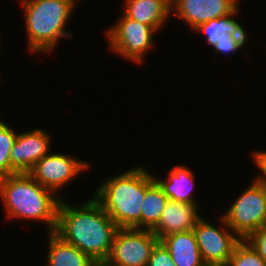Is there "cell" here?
Masks as SVG:
<instances>
[{"instance_id": "10", "label": "cell", "mask_w": 266, "mask_h": 266, "mask_svg": "<svg viewBox=\"0 0 266 266\" xmlns=\"http://www.w3.org/2000/svg\"><path fill=\"white\" fill-rule=\"evenodd\" d=\"M42 128L18 132L10 150L11 175L29 173L33 166L50 153L53 141L51 135Z\"/></svg>"}, {"instance_id": "21", "label": "cell", "mask_w": 266, "mask_h": 266, "mask_svg": "<svg viewBox=\"0 0 266 266\" xmlns=\"http://www.w3.org/2000/svg\"><path fill=\"white\" fill-rule=\"evenodd\" d=\"M248 38H238L226 32L217 36L216 44L212 47L217 54L232 55L243 50L248 43Z\"/></svg>"}, {"instance_id": "1", "label": "cell", "mask_w": 266, "mask_h": 266, "mask_svg": "<svg viewBox=\"0 0 266 266\" xmlns=\"http://www.w3.org/2000/svg\"><path fill=\"white\" fill-rule=\"evenodd\" d=\"M61 198L55 233L101 266L108 258L117 225L94 198L68 204Z\"/></svg>"}, {"instance_id": "16", "label": "cell", "mask_w": 266, "mask_h": 266, "mask_svg": "<svg viewBox=\"0 0 266 266\" xmlns=\"http://www.w3.org/2000/svg\"><path fill=\"white\" fill-rule=\"evenodd\" d=\"M46 266H99L77 247L64 241L55 232H47Z\"/></svg>"}, {"instance_id": "22", "label": "cell", "mask_w": 266, "mask_h": 266, "mask_svg": "<svg viewBox=\"0 0 266 266\" xmlns=\"http://www.w3.org/2000/svg\"><path fill=\"white\" fill-rule=\"evenodd\" d=\"M147 266H176L171 254L159 241L151 252Z\"/></svg>"}, {"instance_id": "7", "label": "cell", "mask_w": 266, "mask_h": 266, "mask_svg": "<svg viewBox=\"0 0 266 266\" xmlns=\"http://www.w3.org/2000/svg\"><path fill=\"white\" fill-rule=\"evenodd\" d=\"M158 242L151 230L118 228L110 254L101 266H147Z\"/></svg>"}, {"instance_id": "3", "label": "cell", "mask_w": 266, "mask_h": 266, "mask_svg": "<svg viewBox=\"0 0 266 266\" xmlns=\"http://www.w3.org/2000/svg\"><path fill=\"white\" fill-rule=\"evenodd\" d=\"M0 199L7 218L45 224L54 232L61 198L42 187L28 173H16L0 178Z\"/></svg>"}, {"instance_id": "4", "label": "cell", "mask_w": 266, "mask_h": 266, "mask_svg": "<svg viewBox=\"0 0 266 266\" xmlns=\"http://www.w3.org/2000/svg\"><path fill=\"white\" fill-rule=\"evenodd\" d=\"M76 0H21L27 48L29 54L52 53L60 38L72 39L73 34L66 30L74 14Z\"/></svg>"}, {"instance_id": "12", "label": "cell", "mask_w": 266, "mask_h": 266, "mask_svg": "<svg viewBox=\"0 0 266 266\" xmlns=\"http://www.w3.org/2000/svg\"><path fill=\"white\" fill-rule=\"evenodd\" d=\"M198 207L199 204H185L169 199L158 224L151 231L160 241L170 234L193 230L202 217Z\"/></svg>"}, {"instance_id": "19", "label": "cell", "mask_w": 266, "mask_h": 266, "mask_svg": "<svg viewBox=\"0 0 266 266\" xmlns=\"http://www.w3.org/2000/svg\"><path fill=\"white\" fill-rule=\"evenodd\" d=\"M17 133L14 128L0 119V178L11 175L10 150Z\"/></svg>"}, {"instance_id": "24", "label": "cell", "mask_w": 266, "mask_h": 266, "mask_svg": "<svg viewBox=\"0 0 266 266\" xmlns=\"http://www.w3.org/2000/svg\"><path fill=\"white\" fill-rule=\"evenodd\" d=\"M251 153H253L251 155L253 163L260 171V174H258L257 177L266 185V150H257L256 152Z\"/></svg>"}, {"instance_id": "23", "label": "cell", "mask_w": 266, "mask_h": 266, "mask_svg": "<svg viewBox=\"0 0 266 266\" xmlns=\"http://www.w3.org/2000/svg\"><path fill=\"white\" fill-rule=\"evenodd\" d=\"M246 240L257 251L258 255L266 262V226L252 232Z\"/></svg>"}, {"instance_id": "9", "label": "cell", "mask_w": 266, "mask_h": 266, "mask_svg": "<svg viewBox=\"0 0 266 266\" xmlns=\"http://www.w3.org/2000/svg\"><path fill=\"white\" fill-rule=\"evenodd\" d=\"M219 221L221 227L201 217L193 229L204 263L228 264L236 245L242 240L226 224L222 215Z\"/></svg>"}, {"instance_id": "13", "label": "cell", "mask_w": 266, "mask_h": 266, "mask_svg": "<svg viewBox=\"0 0 266 266\" xmlns=\"http://www.w3.org/2000/svg\"><path fill=\"white\" fill-rule=\"evenodd\" d=\"M123 14L156 32L165 27L171 17L170 0H124Z\"/></svg>"}, {"instance_id": "14", "label": "cell", "mask_w": 266, "mask_h": 266, "mask_svg": "<svg viewBox=\"0 0 266 266\" xmlns=\"http://www.w3.org/2000/svg\"><path fill=\"white\" fill-rule=\"evenodd\" d=\"M195 176L193 170L181 164L170 169L167 179H162L159 178L160 176L156 177L155 175L154 179L170 200L185 204H199L193 193L195 191L193 190V187H195Z\"/></svg>"}, {"instance_id": "5", "label": "cell", "mask_w": 266, "mask_h": 266, "mask_svg": "<svg viewBox=\"0 0 266 266\" xmlns=\"http://www.w3.org/2000/svg\"><path fill=\"white\" fill-rule=\"evenodd\" d=\"M251 182L222 214L226 224L241 239L266 226V185L257 176Z\"/></svg>"}, {"instance_id": "18", "label": "cell", "mask_w": 266, "mask_h": 266, "mask_svg": "<svg viewBox=\"0 0 266 266\" xmlns=\"http://www.w3.org/2000/svg\"><path fill=\"white\" fill-rule=\"evenodd\" d=\"M169 198L155 181L145 193L141 206V229L152 230L159 222Z\"/></svg>"}, {"instance_id": "15", "label": "cell", "mask_w": 266, "mask_h": 266, "mask_svg": "<svg viewBox=\"0 0 266 266\" xmlns=\"http://www.w3.org/2000/svg\"><path fill=\"white\" fill-rule=\"evenodd\" d=\"M171 254L176 266H202L204 264L193 230L178 232L160 240Z\"/></svg>"}, {"instance_id": "25", "label": "cell", "mask_w": 266, "mask_h": 266, "mask_svg": "<svg viewBox=\"0 0 266 266\" xmlns=\"http://www.w3.org/2000/svg\"><path fill=\"white\" fill-rule=\"evenodd\" d=\"M202 266H228V264H223V263H204Z\"/></svg>"}, {"instance_id": "17", "label": "cell", "mask_w": 266, "mask_h": 266, "mask_svg": "<svg viewBox=\"0 0 266 266\" xmlns=\"http://www.w3.org/2000/svg\"><path fill=\"white\" fill-rule=\"evenodd\" d=\"M241 9H238L236 13L228 14L217 19H211L206 23H203L196 27L193 31L206 35L207 45L213 47L216 44L217 36L220 33L226 32L238 38H248V34L238 20L234 19V16L240 14Z\"/></svg>"}, {"instance_id": "6", "label": "cell", "mask_w": 266, "mask_h": 266, "mask_svg": "<svg viewBox=\"0 0 266 266\" xmlns=\"http://www.w3.org/2000/svg\"><path fill=\"white\" fill-rule=\"evenodd\" d=\"M155 33L156 31L151 26L122 14L115 25L113 24L105 31V37L111 52L113 51L115 55L129 62L142 65L147 56L145 54L154 48Z\"/></svg>"}, {"instance_id": "20", "label": "cell", "mask_w": 266, "mask_h": 266, "mask_svg": "<svg viewBox=\"0 0 266 266\" xmlns=\"http://www.w3.org/2000/svg\"><path fill=\"white\" fill-rule=\"evenodd\" d=\"M228 266H266V262L246 239H242L236 245Z\"/></svg>"}, {"instance_id": "2", "label": "cell", "mask_w": 266, "mask_h": 266, "mask_svg": "<svg viewBox=\"0 0 266 266\" xmlns=\"http://www.w3.org/2000/svg\"><path fill=\"white\" fill-rule=\"evenodd\" d=\"M141 165H136L105 178L94 193L107 215L118 228L141 229V206L146 190L155 182L154 175Z\"/></svg>"}, {"instance_id": "11", "label": "cell", "mask_w": 266, "mask_h": 266, "mask_svg": "<svg viewBox=\"0 0 266 266\" xmlns=\"http://www.w3.org/2000/svg\"><path fill=\"white\" fill-rule=\"evenodd\" d=\"M240 0H170L171 17L181 19L189 29L219 17L236 13ZM173 13V14H172Z\"/></svg>"}, {"instance_id": "8", "label": "cell", "mask_w": 266, "mask_h": 266, "mask_svg": "<svg viewBox=\"0 0 266 266\" xmlns=\"http://www.w3.org/2000/svg\"><path fill=\"white\" fill-rule=\"evenodd\" d=\"M79 160L71 154L52 151L43 156L28 174L59 197L60 190L90 168L89 162Z\"/></svg>"}]
</instances>
